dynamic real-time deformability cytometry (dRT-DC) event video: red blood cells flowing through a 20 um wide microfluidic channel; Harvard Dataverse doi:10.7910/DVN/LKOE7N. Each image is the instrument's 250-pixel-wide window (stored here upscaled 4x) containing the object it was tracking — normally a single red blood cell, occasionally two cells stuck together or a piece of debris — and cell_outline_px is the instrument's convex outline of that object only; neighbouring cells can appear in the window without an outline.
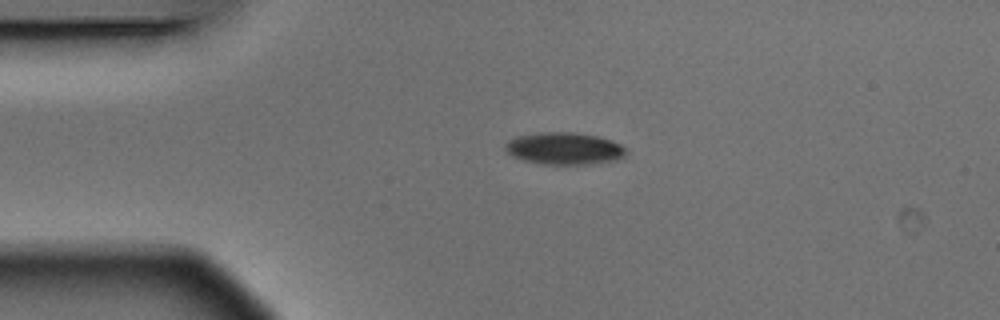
{"species": "Egyptian fruit bat (a non-hibernating species)", "species_latin": "Rousettus aegyptiacus", "temperature_condition": "warm", "stored_images_in_passage": 3, "camera_frame_rate_fps": 3000, "um_per_image_px": 0.085, "animal": {"sex": "male"}, "frame": {"image": 1, "passage_image": 2, "time_ms": 0.333, "image_size_px": [1000, 320], "cell_outline_px": [[628, 152], [620, 160], [588, 164], [540, 164], [524, 160], [512, 156], [504, 148], [504, 144], [516, 136], [544, 132], [576, 132], [596, 136], [612, 140], [628, 148]], "centroid_in_image_um": [48.01, 12.62], "position_along_channel_um": 37.0, "area_um2": 22.83}}